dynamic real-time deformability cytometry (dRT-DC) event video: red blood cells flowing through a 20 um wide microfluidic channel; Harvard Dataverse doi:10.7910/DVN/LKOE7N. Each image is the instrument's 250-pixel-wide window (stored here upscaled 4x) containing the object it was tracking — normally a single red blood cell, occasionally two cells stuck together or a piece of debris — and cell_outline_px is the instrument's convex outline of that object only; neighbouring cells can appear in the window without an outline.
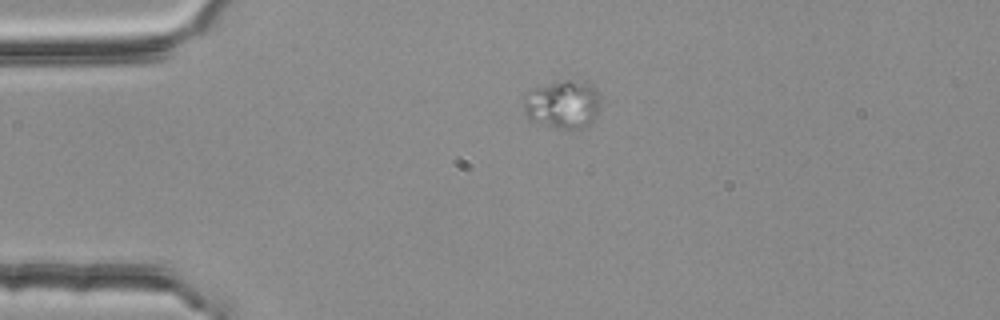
{"species": "common noctule bat (a hibernating species)", "species_latin": "Nyctalus noctula", "temperature_condition": "room temperature", "stored_images_in_passage": 2, "camera_frame_rate_fps": 3000, "um_per_image_px": 0.085, "animal": {"sex": "female", "body_mass_g": 25.1}, "frame": {"image": 1, "passage_image": 1, "time_ms": 0.0, "image_size_px": [1000, 320], "cell_outline_px": [[600, 104], [596, 116], [584, 128], [556, 128], [532, 120], [524, 112], [524, 92], [532, 88], [564, 80], [588, 80], [596, 88], [600, 96]], "centroid_in_image_um": [47.86, 8.83], "position_along_channel_um": 37.1, "area_um2": 21.85}}